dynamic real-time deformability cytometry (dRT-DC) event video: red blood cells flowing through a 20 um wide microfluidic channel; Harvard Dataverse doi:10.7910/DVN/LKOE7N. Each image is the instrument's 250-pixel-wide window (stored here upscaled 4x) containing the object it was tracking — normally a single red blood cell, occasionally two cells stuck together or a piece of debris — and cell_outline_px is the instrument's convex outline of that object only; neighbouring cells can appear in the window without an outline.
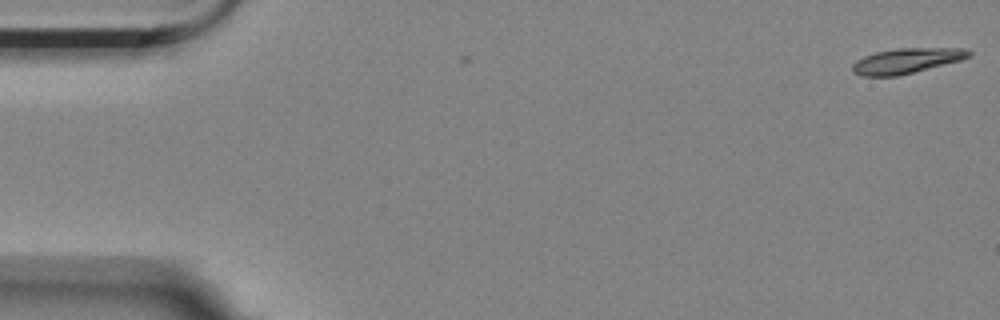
{"species": "Egyptian fruit bat (a non-hibernating species)", "species_latin": "Rousettus aegyptiacus", "temperature_condition": "room temperature", "stored_images_in_passage": 4, "camera_frame_rate_fps": 3000, "um_per_image_px": 0.085, "animal": {"sex": "female"}, "frame": {"image": 1, "passage_image": 1, "time_ms": 0.0, "image_size_px": [1000, 320], "cell_outline_px": [[972, 56], [960, 60], [896, 76], [860, 76], [852, 72], [852, 64], [856, 60], [864, 56], [876, 52], [896, 48], [964, 48], [972, 52]], "centroid_in_image_um": [77.03, 5.16], "position_along_channel_um": 8.0, "area_um2": 16.99}}